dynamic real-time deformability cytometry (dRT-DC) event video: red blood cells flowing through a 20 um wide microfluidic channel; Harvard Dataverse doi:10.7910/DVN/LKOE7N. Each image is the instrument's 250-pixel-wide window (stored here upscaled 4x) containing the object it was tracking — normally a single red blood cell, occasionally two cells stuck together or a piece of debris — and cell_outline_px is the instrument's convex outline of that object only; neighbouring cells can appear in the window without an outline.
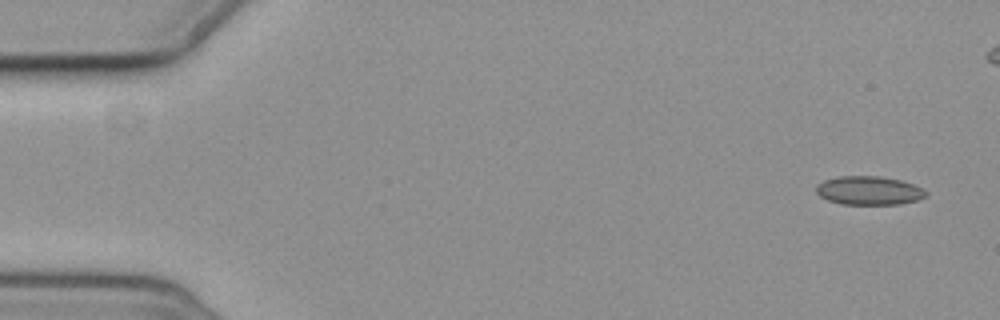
{"species": "common noctule bat (a hibernating species)", "species_latin": "Nyctalus noctula", "temperature_condition": "cold", "stored_images_in_passage": 5, "camera_frame_rate_fps": 3000, "um_per_image_px": 0.085, "animal": {"sex": "female", "body_mass_g": 19.3, "forearm_length_mm": 54.1}, "frame": {"image": 1, "passage_image": 1, "time_ms": 0.0, "image_size_px": [1000, 320], "cell_outline_px": [[928, 196], [920, 200], [900, 204], [840, 204], [828, 200], [820, 196], [816, 192], [816, 184], [824, 180], [836, 176], [880, 176], [900, 180], [924, 188], [928, 192]], "centroid_in_image_um": [73.89, 16.2], "position_along_channel_um": 11.1, "area_um2": 18.61}}